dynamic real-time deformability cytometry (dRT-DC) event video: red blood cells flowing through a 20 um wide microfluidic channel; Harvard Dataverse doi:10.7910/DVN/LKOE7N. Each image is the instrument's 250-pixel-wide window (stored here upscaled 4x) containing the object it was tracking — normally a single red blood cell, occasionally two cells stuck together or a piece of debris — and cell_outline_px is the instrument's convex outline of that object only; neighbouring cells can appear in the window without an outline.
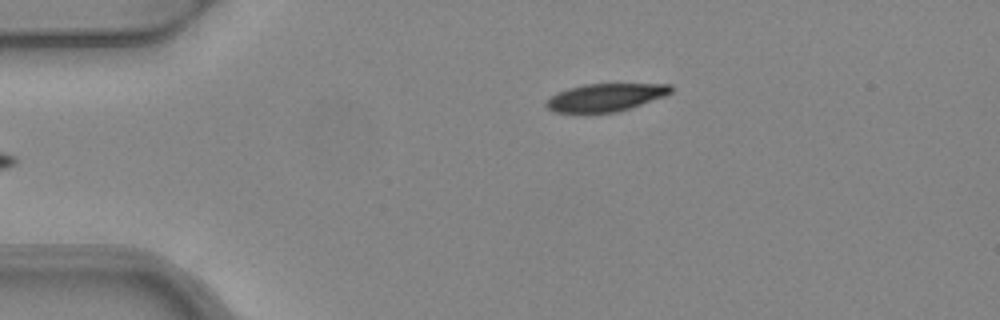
{"species": "common noctule bat (a hibernating species)", "species_latin": "Nyctalus noctula", "temperature_condition": "warm", "stored_images_in_passage": 5, "camera_frame_rate_fps": 3000, "um_per_image_px": 0.085, "animal": {"sex": "female", "body_mass_g": 24.6, "forearm_length_mm": 56.2}, "frame": {"image": 1, "passage_image": 5, "time_ms": 1.333, "image_size_px": [1000, 320], "cell_outline_px": [[672, 92], [664, 96], [616, 112], [588, 116], [552, 112], [544, 104], [556, 92], [568, 88], [584, 84], [672, 84]], "centroid_in_image_um": [51.37, 8.33], "position_along_channel_um": 33.6, "area_um2": 20.81}}